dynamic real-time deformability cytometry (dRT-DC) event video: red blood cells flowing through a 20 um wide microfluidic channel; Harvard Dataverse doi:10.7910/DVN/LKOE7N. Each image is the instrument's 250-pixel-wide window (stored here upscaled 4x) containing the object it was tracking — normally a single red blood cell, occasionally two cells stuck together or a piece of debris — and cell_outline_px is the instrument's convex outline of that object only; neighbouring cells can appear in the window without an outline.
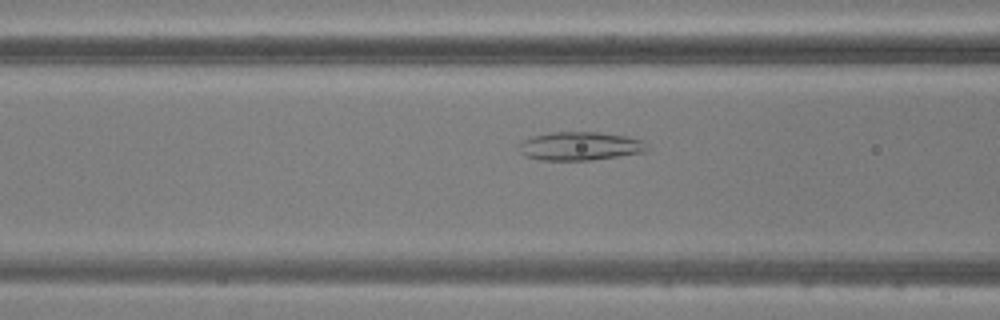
{"species": "common noctule bat (a hibernating species)", "species_latin": "Nyctalus noctula", "temperature_condition": "warm", "stored_images_in_passage": 18, "camera_frame_rate_fps": 3000, "um_per_image_px": 0.085, "animal": {"sex": "male", "body_mass_g": 20.5, "forearm_length_mm": 52.5}, "frame": {"image": 1, "passage_image": 16, "time_ms": 5.0, "image_size_px": [1000, 320], "cell_outline_px": [[648, 148], [644, 152], [620, 156], [592, 160], [540, 160], [524, 156], [520, 152], [520, 144], [524, 140], [532, 136], [552, 132], [600, 132], [628, 136], [644, 140]], "centroid_in_image_um": [49.33, 12.42], "position_along_channel_um": 117.3, "area_um2": 21.39}}